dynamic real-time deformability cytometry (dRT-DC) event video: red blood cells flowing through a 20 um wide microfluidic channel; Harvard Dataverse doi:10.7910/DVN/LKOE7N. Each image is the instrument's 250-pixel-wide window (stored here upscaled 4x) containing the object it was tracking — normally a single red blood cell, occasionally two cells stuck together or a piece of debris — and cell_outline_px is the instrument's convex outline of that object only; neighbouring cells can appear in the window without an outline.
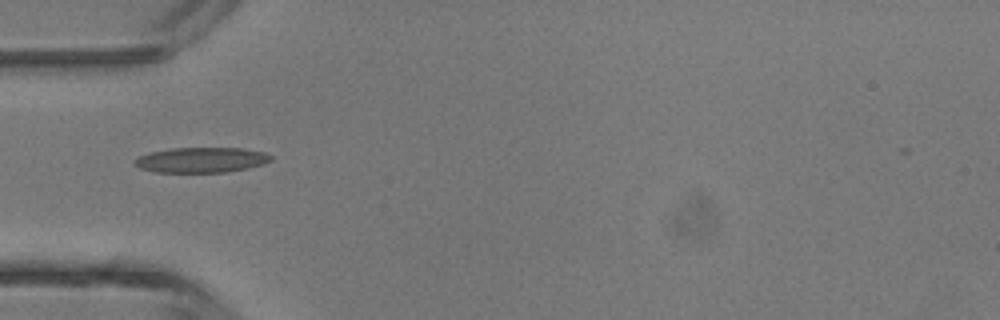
{"species": "common noctule bat (a hibernating species)", "species_latin": "Nyctalus noctula", "temperature_condition": "room temperature", "stored_images_in_passage": 2, "camera_frame_rate_fps": 3000, "um_per_image_px": 0.085, "animal": {"sex": "male", "body_mass_g": 13.3}, "frame": {"image": 1, "passage_image": 1, "time_ms": 0.0, "image_size_px": [1000, 320], "cell_outline_px": [[272, 160], [264, 164], [248, 168], [224, 172], [156, 172], [140, 168], [132, 164], [132, 160], [136, 156], [148, 152], [172, 148], [240, 148], [264, 152], [272, 156]], "centroid_in_image_um": [17.05, 13.59], "position_along_channel_um": 67.9, "area_um2": 20.23}}
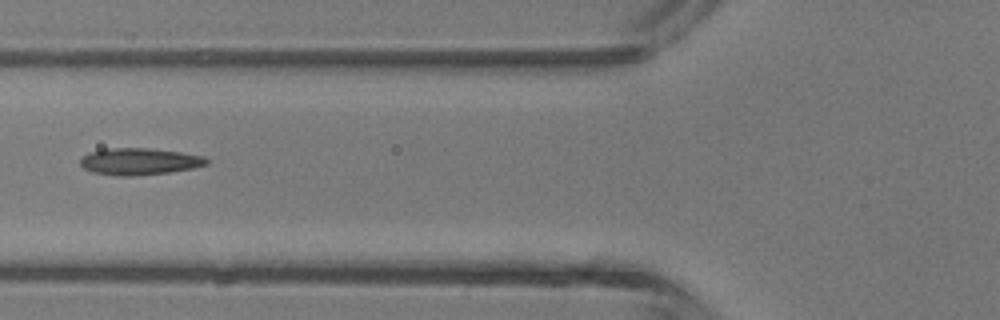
{"frame": {"image": 2, "passage_image": 2, "time_ms": 1.0, "image_size_px": [1000, 320], "cell_outline_px": [[208, 164], [192, 168], [168, 172], [132, 176], [116, 176], [92, 172], [84, 168], [80, 164], [80, 160], [88, 152], [104, 148], [148, 148], [180, 152], [204, 156], [208, 160]], "centroid_in_image_um": [11.81, 13.72], "position_along_channel_um": 114.0, "area_um2": 19.71}}